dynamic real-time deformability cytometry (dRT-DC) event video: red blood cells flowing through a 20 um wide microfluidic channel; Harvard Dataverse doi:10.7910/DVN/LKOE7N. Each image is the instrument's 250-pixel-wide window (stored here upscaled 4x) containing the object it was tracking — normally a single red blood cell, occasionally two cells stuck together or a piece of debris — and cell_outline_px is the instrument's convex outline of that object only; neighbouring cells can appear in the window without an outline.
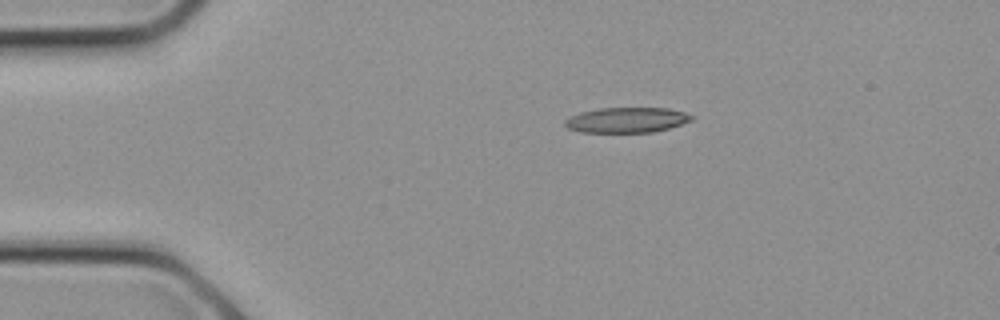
{"species": "common noctule bat (a hibernating species)", "species_latin": "Nyctalus noctula", "temperature_condition": "cold", "stored_images_in_passage": 5, "camera_frame_rate_fps": 3000, "um_per_image_px": 0.085, "animal": {"sex": "female", "body_mass_g": 21.9}, "frame": {"image": 1, "passage_image": 1, "time_ms": 0.0, "image_size_px": [1000, 320], "cell_outline_px": [[696, 116], [692, 120], [668, 128], [652, 132], [580, 132], [568, 128], [564, 124], [564, 120], [568, 116], [580, 112], [600, 108], [668, 108], [684, 112]], "centroid_in_image_um": [53.25, 10.19], "position_along_channel_um": 31.8, "area_um2": 18.67}}
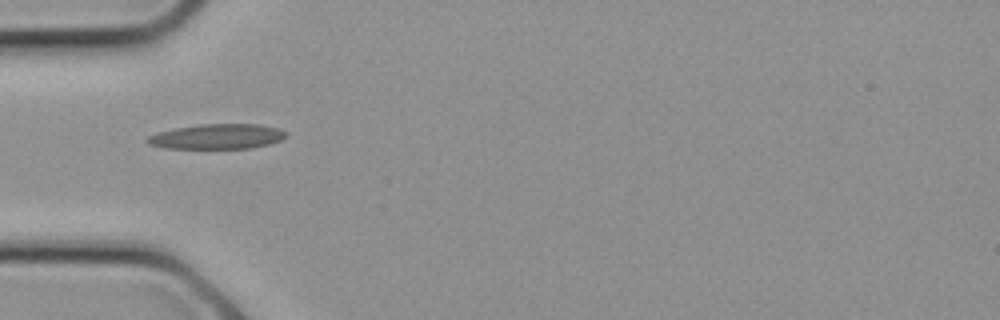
{"frame": {"image": 2, "passage_image": 4, "time_ms": 1.0, "image_size_px": [1000, 320], "cell_outline_px": [[288, 136], [280, 140], [268, 144], [252, 148], [164, 148], [148, 144], [144, 140], [148, 136], [156, 132], [176, 128], [200, 124], [256, 124], [280, 128], [288, 132]], "centroid_in_image_um": [18.46, 11.6], "position_along_channel_um": 66.5, "area_um2": 20.35}}